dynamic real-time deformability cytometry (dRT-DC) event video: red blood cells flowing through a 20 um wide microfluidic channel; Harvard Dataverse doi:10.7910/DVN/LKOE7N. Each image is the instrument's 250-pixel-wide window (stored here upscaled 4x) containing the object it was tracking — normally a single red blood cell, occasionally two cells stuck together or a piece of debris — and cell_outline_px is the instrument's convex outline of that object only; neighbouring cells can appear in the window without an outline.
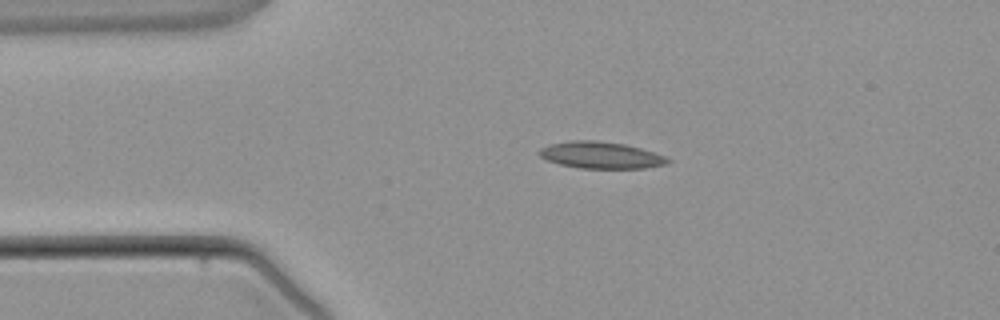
{"species": "common noctule bat (a hibernating species)", "species_latin": "Nyctalus noctula", "temperature_condition": "warm", "stored_images_in_passage": 2, "camera_frame_rate_fps": 3000, "um_per_image_px": 0.085, "animal": {"sex": "male", "body_mass_g": 21.5, "forearm_length_mm": 52.0}, "frame": {"image": 1, "passage_image": 1, "time_ms": 0.0, "image_size_px": [1000, 320], "cell_outline_px": [[672, 160], [668, 164], [644, 168], [580, 168], [560, 164], [548, 160], [540, 156], [536, 152], [540, 148], [548, 144], [568, 140], [596, 140], [624, 144], [640, 148], [664, 156]], "centroid_in_image_um": [51.04, 13.18], "position_along_channel_um": 34.0, "area_um2": 20.06}}